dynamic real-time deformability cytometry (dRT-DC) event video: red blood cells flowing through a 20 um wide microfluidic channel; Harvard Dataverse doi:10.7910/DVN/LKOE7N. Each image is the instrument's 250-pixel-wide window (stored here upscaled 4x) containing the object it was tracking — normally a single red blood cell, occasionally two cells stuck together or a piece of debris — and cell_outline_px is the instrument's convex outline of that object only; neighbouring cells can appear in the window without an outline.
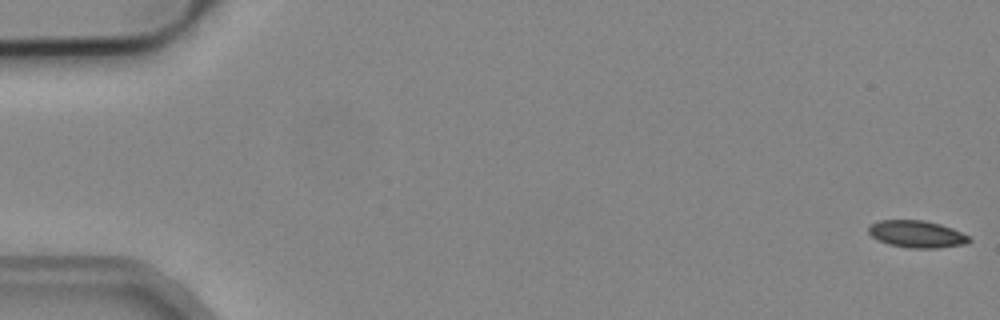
{"species": "common noctule bat (a hibernating species)", "species_latin": "Nyctalus noctula", "temperature_condition": "cold", "stored_images_in_passage": 3, "camera_frame_rate_fps": 3000, "um_per_image_px": 0.085, "animal": {"sex": "male", "body_mass_g": 19.2, "forearm_length_mm": 51.8}, "frame": {"image": 1, "passage_image": 1, "time_ms": 0.0, "image_size_px": [1000, 320], "cell_outline_px": [[972, 240], [964, 244], [936, 248], [912, 248], [888, 244], [872, 236], [868, 232], [868, 224], [880, 220], [924, 220], [940, 224], [952, 228], [968, 236]], "centroid_in_image_um": [77.9, 19.89], "position_along_channel_um": 7.1, "area_um2": 15.78}}